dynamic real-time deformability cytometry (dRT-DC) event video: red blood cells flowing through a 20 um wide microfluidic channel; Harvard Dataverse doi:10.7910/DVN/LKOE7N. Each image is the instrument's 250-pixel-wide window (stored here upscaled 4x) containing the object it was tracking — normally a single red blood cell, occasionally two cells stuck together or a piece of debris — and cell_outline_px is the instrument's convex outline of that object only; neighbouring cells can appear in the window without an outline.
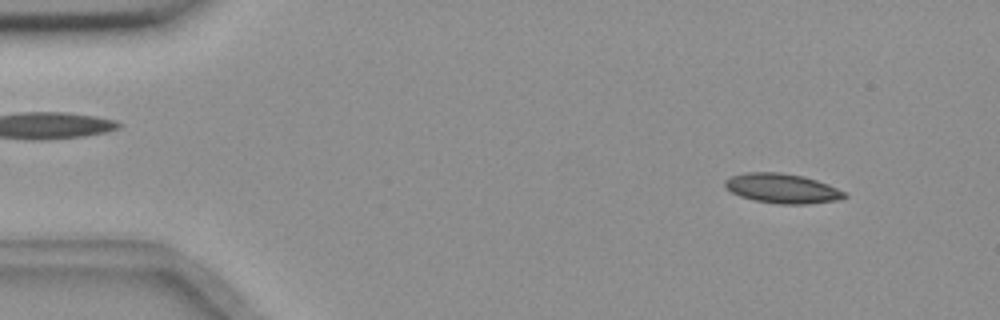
{"species": "common noctule bat (a hibernating species)", "species_latin": "Nyctalus noctula", "temperature_condition": "room temperature", "stored_images_in_passage": 54, "camera_frame_rate_fps": 3000, "um_per_image_px": 0.085, "animal": {"sex": "female", "body_mass_g": 18.4}, "frame": {"image": 1, "passage_image": 5, "time_ms": 1.333, "image_size_px": [1000, 320], "cell_outline_px": [[848, 196], [836, 200], [808, 204], [780, 204], [752, 200], [740, 196], [724, 188], [724, 180], [732, 176], [744, 172], [780, 172], [804, 176], [828, 184], [844, 192]], "centroid_in_image_um": [66.44, 16.01], "position_along_channel_um": 18.6, "area_um2": 20.69}}
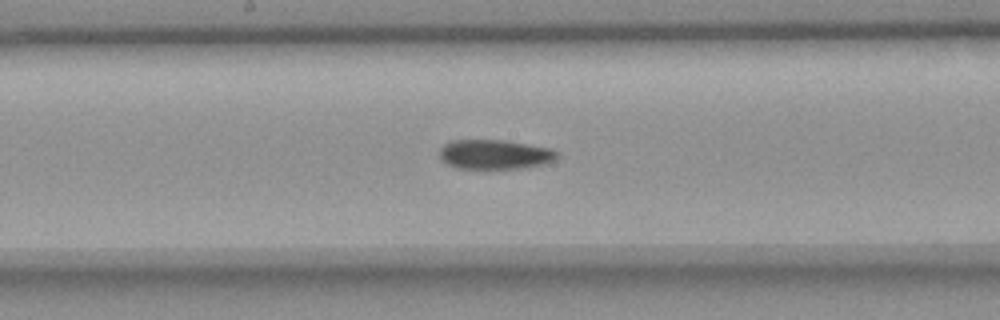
{"frame": {"image": 2, "passage_image": 28, "time_ms": 9.0, "image_size_px": [1000, 320], "cell_outline_px": [[560, 156], [556, 160], [544, 164], [524, 168], [456, 168], [440, 160], [440, 148], [444, 144], [452, 140], [504, 140], [552, 148]], "centroid_in_image_um": [42.08, 13.12], "position_along_channel_um": 206.1, "area_um2": 20.35}}
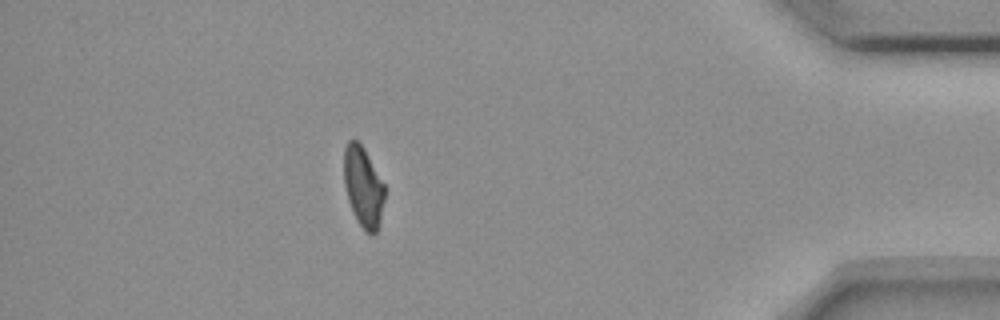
{"frame": {"image": 3, "passage_image": 48, "time_ms": 15.667, "image_size_px": [1000, 320], "cell_outline_px": [[384, 200], [380, 220], [376, 232], [372, 236], [364, 232], [356, 220], [352, 212], [348, 200], [344, 184], [344, 148], [348, 140], [356, 140], [364, 148], [384, 184]], "centroid_in_image_um": [30.86, 15.92], "position_along_channel_um": 404.3, "area_um2": 19.13}, "authors_computed_cell_mechanics": {"area_um2": 20.4323, "velocity_mm_per_s": 3.6633, "shape_relaxation_time_tau1_ms": null, "shape_relaxation_time_tau2_ms": 6.0842, "deformation_change_tau1": null, "deformation_change_tau2": 0.1219}}